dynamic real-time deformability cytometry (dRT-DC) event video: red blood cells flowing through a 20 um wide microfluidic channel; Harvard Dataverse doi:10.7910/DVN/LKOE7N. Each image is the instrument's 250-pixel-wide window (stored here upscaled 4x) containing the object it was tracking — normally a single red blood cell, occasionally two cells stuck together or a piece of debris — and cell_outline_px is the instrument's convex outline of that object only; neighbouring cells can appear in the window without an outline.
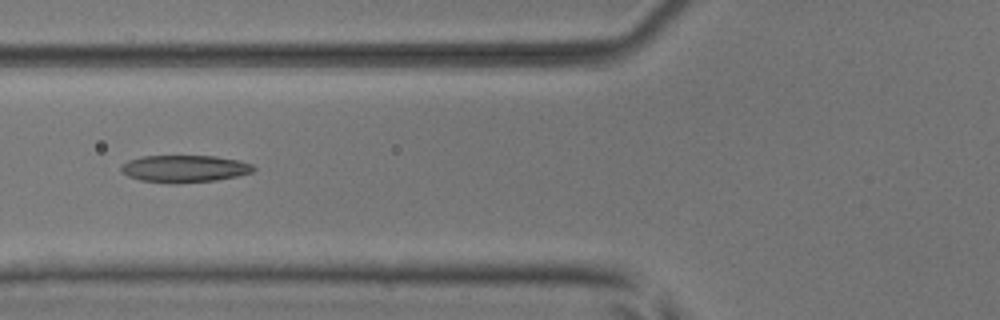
{"species": "common noctule bat (a hibernating species)", "species_latin": "Nyctalus noctula", "temperature_condition": "room temperature", "stored_images_in_passage": 6, "camera_frame_rate_fps": 3000, "um_per_image_px": 0.085, "animal": {"sex": "male", "body_mass_g": 17.9, "forearm_length_mm": 54.2}, "frame": {"image": 1, "passage_image": 5, "time_ms": 4.667, "image_size_px": [1000, 320], "cell_outline_px": [[256, 168], [252, 172], [236, 176], [216, 180], [140, 180], [128, 176], [120, 168], [128, 160], [140, 156], [216, 156], [236, 160], [252, 164]], "centroid_in_image_um": [15.71, 14.28], "position_along_channel_um": 110.1, "area_um2": 19.77}}
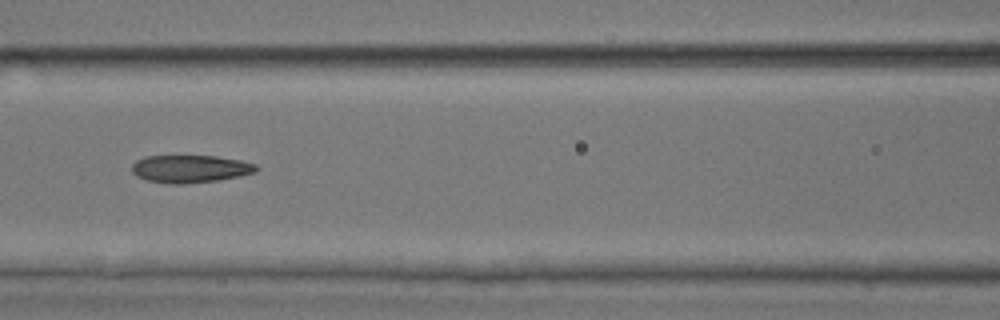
{"frame": {"image": 2, "passage_image": 6, "time_ms": 5.667, "image_size_px": [1000, 320], "cell_outline_px": [[260, 168], [256, 172], [240, 176], [216, 180], [184, 184], [168, 184], [148, 180], [136, 176], [132, 172], [132, 164], [136, 160], [144, 156], [216, 156], [240, 160], [256, 164]], "centroid_in_image_um": [16.17, 14.35], "position_along_channel_um": 150.4, "area_um2": 20.11}}